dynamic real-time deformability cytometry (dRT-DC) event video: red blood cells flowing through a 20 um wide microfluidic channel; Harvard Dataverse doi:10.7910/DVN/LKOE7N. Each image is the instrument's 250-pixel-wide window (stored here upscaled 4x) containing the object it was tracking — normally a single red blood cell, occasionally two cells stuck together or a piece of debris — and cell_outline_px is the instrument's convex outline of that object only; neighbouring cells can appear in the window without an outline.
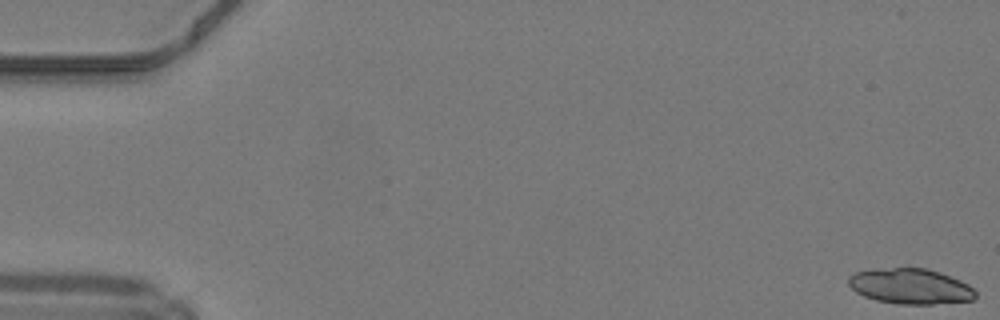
{"species": "common noctule bat (a hibernating species)", "species_latin": "Nyctalus noctula", "temperature_condition": "warm", "stored_images_in_passage": 36, "camera_frame_rate_fps": 3000, "um_per_image_px": 0.085, "animal": {"sex": "male", "body_mass_g": 19.2, "forearm_length_mm": 51.8}, "frame": {"image": 1, "passage_image": 1, "time_ms": 0.0, "image_size_px": [1000, 320], "cell_outline_px": [[976, 296], [972, 300], [932, 304], [896, 304], [876, 300], [864, 296], [856, 292], [848, 284], [848, 276], [856, 272], [872, 268], [928, 268], [940, 272], [960, 280], [968, 284], [976, 292]], "centroid_in_image_um": [77.36, 24.32], "position_along_channel_um": 7.6, "area_um2": 26.36}}
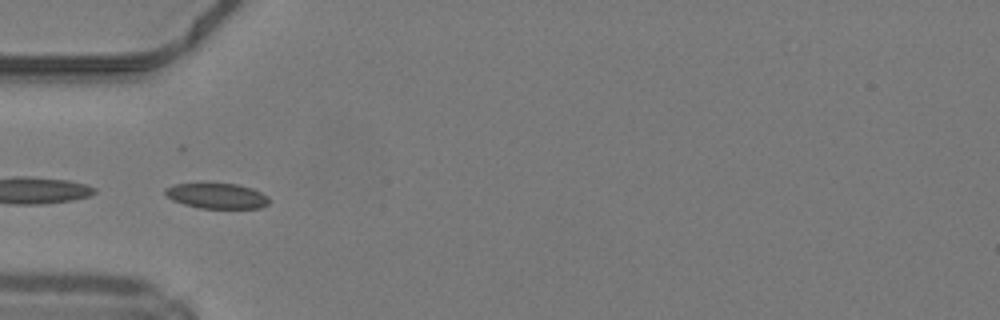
{"frame": {"image": 2, "passage_image": 17, "time_ms": 5.333, "image_size_px": [1000, 320], "cell_outline_px": [[268, 204], [260, 208], [200, 208], [184, 204], [172, 200], [164, 192], [164, 188], [172, 184], [200, 180], [236, 184], [252, 188], [268, 196]], "centroid_in_image_um": [18.35, 16.59], "position_along_channel_um": 66.6, "area_um2": 16.13}}
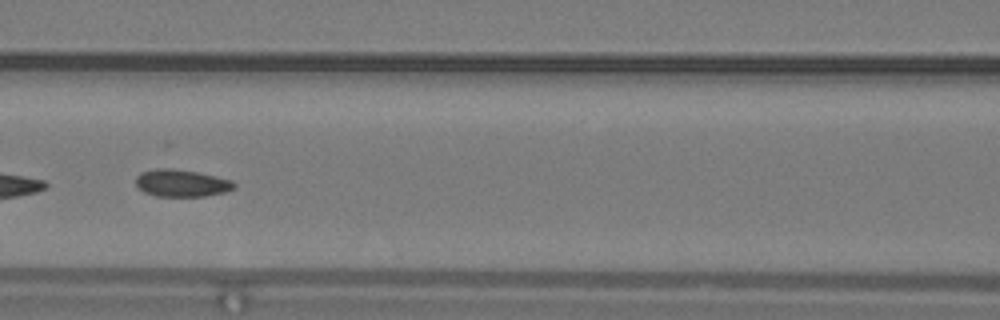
{"frame": {"image": 3, "passage_image": 23, "time_ms": 7.333, "image_size_px": [1000, 320], "cell_outline_px": [[236, 188], [224, 192], [204, 196], [156, 196], [144, 192], [136, 184], [136, 176], [140, 172], [156, 168], [168, 168], [196, 172], [216, 176], [232, 180], [236, 184]], "centroid_in_image_um": [15.43, 15.56], "position_along_channel_um": 151.2, "area_um2": 15.55}}